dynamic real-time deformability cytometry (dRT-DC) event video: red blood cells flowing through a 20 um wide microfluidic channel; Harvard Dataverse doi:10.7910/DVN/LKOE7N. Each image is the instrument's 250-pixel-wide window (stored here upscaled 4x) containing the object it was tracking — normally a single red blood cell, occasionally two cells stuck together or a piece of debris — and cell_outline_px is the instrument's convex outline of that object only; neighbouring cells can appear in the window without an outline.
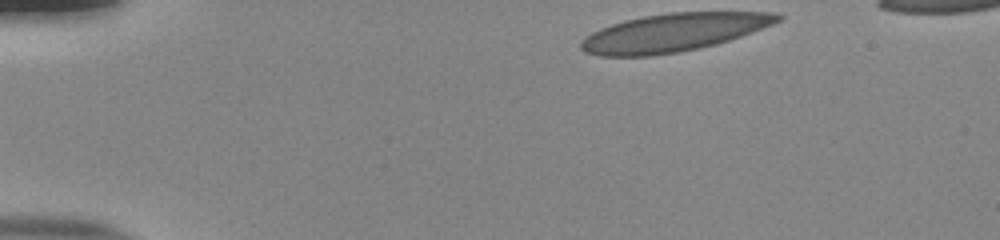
{"species": "human", "species_latin": "Homo sapiens", "temperature_condition": "room temperature", "stored_images_in_passage": 38, "camera_frame_rate_fps": 3000, "um_per_image_px": 0.085, "donor": {"sex": "male"}, "frame": {"image": 1, "passage_image": 1, "time_ms": 0.0, "image_size_px": [1000, 240], "cell_outline_px": [[784, 16], [780, 20], [772, 24], [740, 36], [716, 44], [676, 52], [648, 56], [600, 56], [584, 52], [580, 48], [580, 44], [592, 32], [612, 24], [644, 16], [672, 12], [772, 12]], "centroid_in_image_um": [57.24, 2.76], "position_along_channel_um": 27.8, "area_um2": 42.89}}
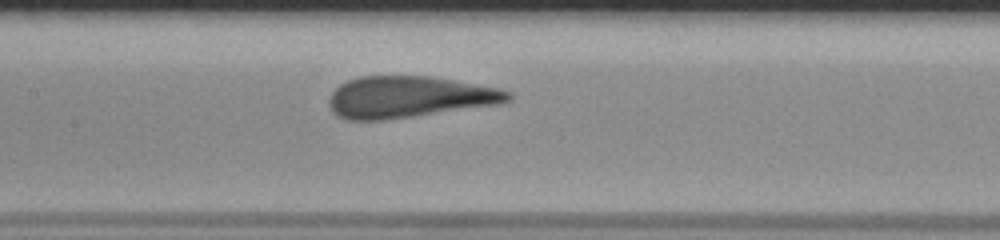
{"frame": {"image": 2, "passage_image": 19, "time_ms": 6.0, "image_size_px": [1000, 240], "cell_outline_px": [[512, 96], [508, 100], [496, 104], [384, 120], [348, 120], [336, 116], [332, 112], [328, 104], [328, 100], [332, 92], [340, 84], [348, 80], [360, 76], [428, 76], [496, 88], [508, 92]], "centroid_in_image_um": [34.64, 8.25], "position_along_channel_um": 172.8, "area_um2": 42.66}}
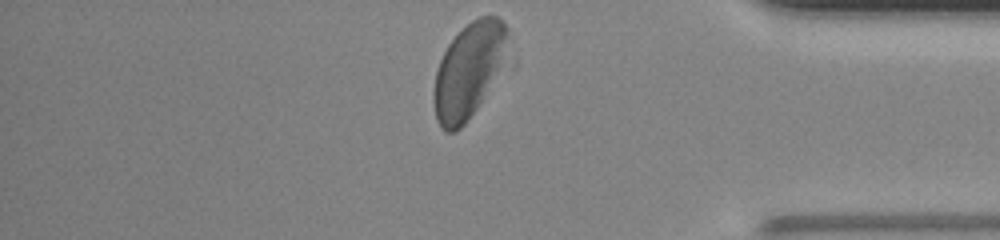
{"frame": {"image": 3, "passage_image": 38, "time_ms": 12.333, "image_size_px": [1000, 240], "cell_outline_px": [[516, 68], [464, 124], [456, 132], [444, 132], [440, 128], [436, 120], [432, 100], [432, 96], [436, 72], [440, 60], [448, 44], [472, 20], [480, 16], [496, 16], [508, 28], [516, 60]], "centroid_in_image_um": [40.09, 6.04], "position_along_channel_um": 395.1, "area_um2": 45.2}, "authors_computed_cell_mechanics": {"area_um2": 43.6968, "velocity_mm_per_s": 3.8295, "shape_relaxation_time_tau1_ms": 3.1363, "shape_relaxation_time_tau2_ms": null, "deformation_change_tau1": 0.1369, "deformation_change_tau2": null}}